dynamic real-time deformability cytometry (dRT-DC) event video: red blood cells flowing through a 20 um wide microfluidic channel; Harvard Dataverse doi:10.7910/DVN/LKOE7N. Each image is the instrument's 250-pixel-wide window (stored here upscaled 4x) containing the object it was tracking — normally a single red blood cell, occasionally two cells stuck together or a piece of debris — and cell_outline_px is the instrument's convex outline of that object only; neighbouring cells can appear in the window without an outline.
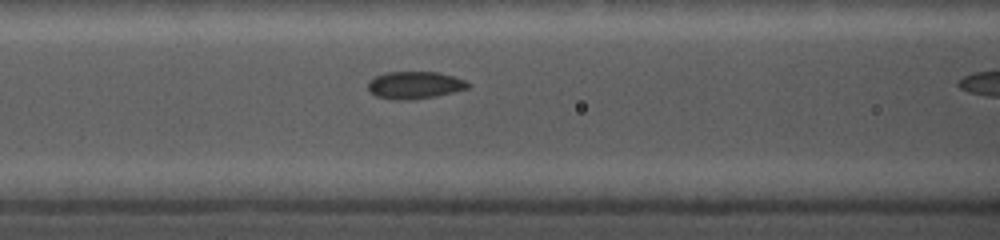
{"species": "common noctule bat (a hibernating species)", "species_latin": "Nyctalus noctula", "temperature_condition": "cold", "stored_images_in_passage": 19, "camera_frame_rate_fps": 5000, "um_per_image_px": 0.085, "animal": {"sex": "female", "body_mass_g": 19.0, "forearm_length_mm": 56.7}, "frame": {"image": 1, "passage_image": 14, "time_ms": 3.6, "image_size_px": [1000, 240], "cell_outline_px": [[468, 88], [436, 96], [416, 100], [396, 100], [376, 96], [368, 92], [368, 80], [384, 72], [440, 72], [464, 80], [468, 84]], "centroid_in_image_um": [35.19, 7.24], "position_along_channel_um": 131.4, "area_um2": 16.01}}